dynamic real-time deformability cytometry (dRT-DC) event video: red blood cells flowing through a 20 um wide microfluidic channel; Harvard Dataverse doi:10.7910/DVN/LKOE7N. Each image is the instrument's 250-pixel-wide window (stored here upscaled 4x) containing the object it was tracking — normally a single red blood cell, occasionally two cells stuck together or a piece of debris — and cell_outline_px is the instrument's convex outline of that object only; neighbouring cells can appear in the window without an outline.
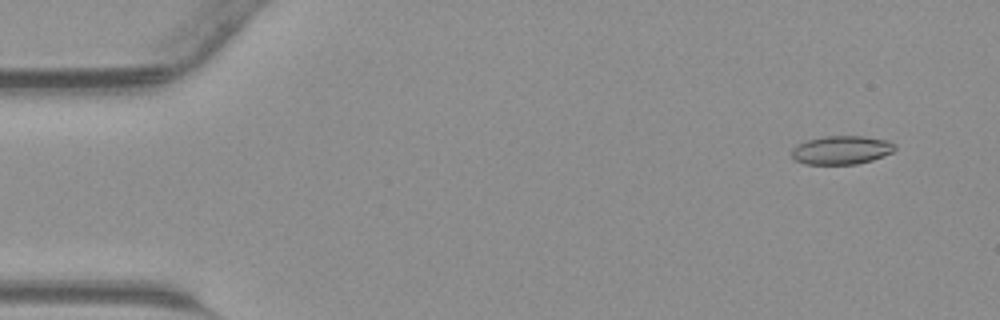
{"species": "common noctule bat (a hibernating species)", "species_latin": "Nyctalus noctula", "temperature_condition": "warm", "stored_images_in_passage": 45, "camera_frame_rate_fps": 3000, "um_per_image_px": 0.085, "animal": {"sex": "male", "body_mass_g": 23.1, "forearm_length_mm": 52.7}, "frame": {"image": 1, "passage_image": 4, "time_ms": 1.0, "image_size_px": [1000, 320], "cell_outline_px": [[896, 148], [892, 152], [872, 160], [856, 164], [804, 164], [796, 160], [792, 156], [792, 148], [808, 140], [824, 136], [864, 136], [888, 140], [896, 144]], "centroid_in_image_um": [71.55, 12.75], "position_along_channel_um": 13.4, "area_um2": 17.11}}
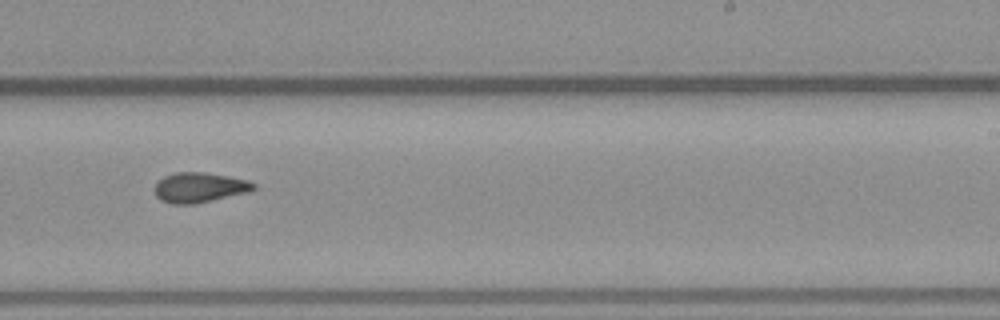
{"frame": {"image": 2, "passage_image": 28, "time_ms": 9.0, "image_size_px": [1000, 320], "cell_outline_px": [[256, 188], [248, 192], [212, 200], [192, 204], [172, 204], [160, 200], [156, 196], [156, 184], [164, 176], [176, 172], [204, 172], [228, 176], [248, 180], [256, 184]], "centroid_in_image_um": [16.97, 15.93], "position_along_channel_um": 272.0, "area_um2": 17.17}}
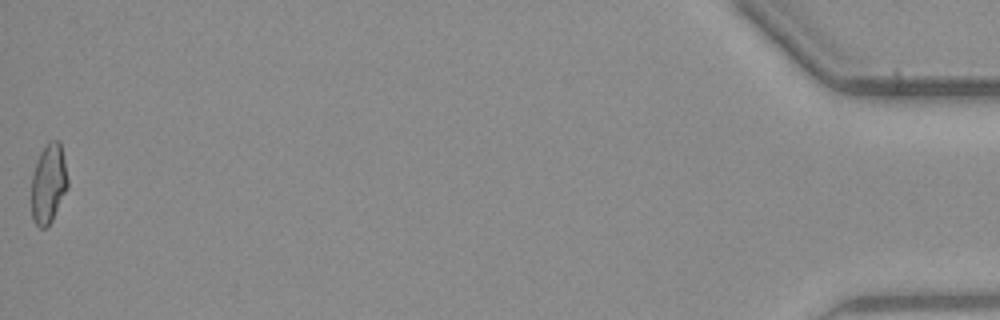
{"frame": {"image": 3, "passage_image": 45, "time_ms": 14.667, "image_size_px": [1000, 320], "cell_outline_px": [[68, 188], [48, 228], [40, 228], [32, 220], [32, 176], [36, 160], [40, 152], [48, 140], [60, 140], [68, 180]], "centroid_in_image_um": [4.12, 15.6], "position_along_channel_um": 431.1, "area_um2": 16.99}}